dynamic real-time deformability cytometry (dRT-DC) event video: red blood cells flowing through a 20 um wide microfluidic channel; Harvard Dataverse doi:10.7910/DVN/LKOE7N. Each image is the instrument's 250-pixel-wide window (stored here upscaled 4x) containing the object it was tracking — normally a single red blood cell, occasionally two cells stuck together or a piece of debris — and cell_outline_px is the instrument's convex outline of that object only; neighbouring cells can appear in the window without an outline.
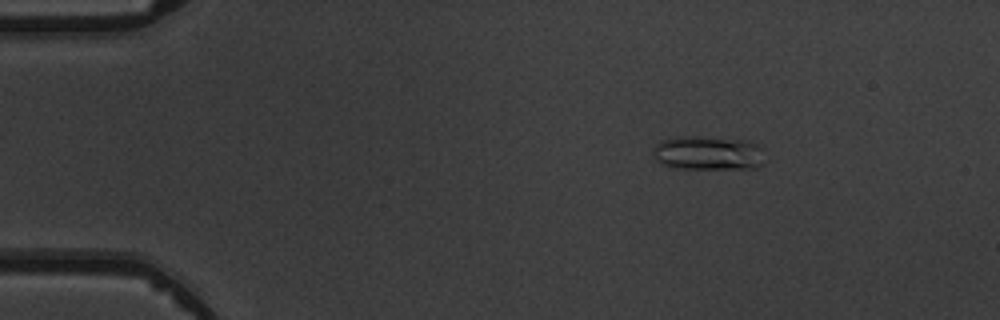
{"species": "common noctule bat (a hibernating species)", "species_latin": "Nyctalus noctula", "temperature_condition": "warm", "stored_images_in_passage": 5, "camera_frame_rate_fps": 3000, "um_per_image_px": 0.085, "animal": {"sex": "male", "body_mass_g": 19.5, "forearm_length_mm": 54.6}, "frame": {"image": 1, "passage_image": 2, "time_ms": 1.0, "image_size_px": [1000, 320], "cell_outline_px": [[764, 164], [756, 168], [680, 168], [664, 164], [656, 160], [652, 152], [652, 148], [656, 144], [664, 140], [676, 136], [692, 136], [744, 140], [756, 144], [764, 148]], "centroid_in_image_um": [60.22, 13.0], "position_along_channel_um": 24.8, "area_um2": 22.2}}
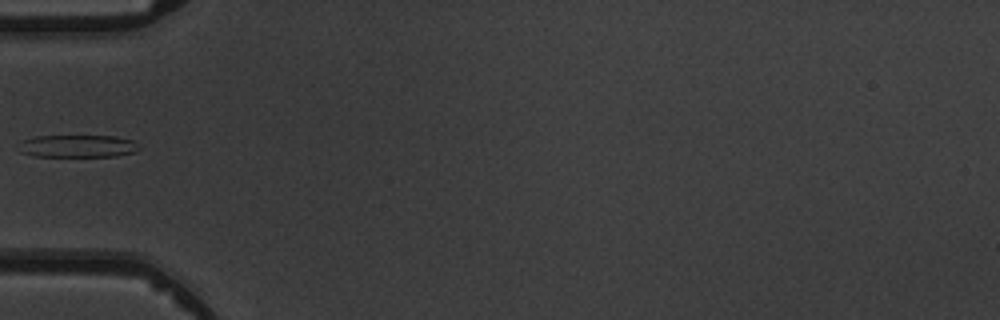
{"frame": {"image": 2, "passage_image": 5, "time_ms": 4.333, "image_size_px": [1000, 320], "cell_outline_px": [[140, 148], [136, 152], [116, 156], [36, 156], [20, 152], [20, 140], [36, 136], [116, 136], [132, 140]], "centroid_in_image_um": [6.61, 12.41], "position_along_channel_um": 78.4, "area_um2": 15.72}}